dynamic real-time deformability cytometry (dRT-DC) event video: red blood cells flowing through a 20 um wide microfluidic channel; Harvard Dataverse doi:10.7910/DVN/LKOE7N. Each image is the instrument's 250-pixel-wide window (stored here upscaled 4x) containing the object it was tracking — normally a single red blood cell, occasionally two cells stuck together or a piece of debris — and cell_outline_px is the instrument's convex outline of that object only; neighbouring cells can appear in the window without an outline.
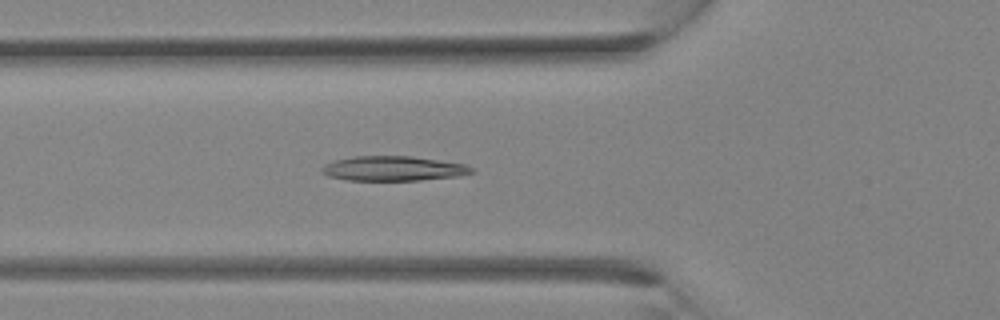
{"species": "Egyptian fruit bat (a non-hibernating species)", "species_latin": "Rousettus aegyptiacus", "temperature_condition": "room temperature", "stored_images_in_passage": 28, "camera_frame_rate_fps": 3000, "um_per_image_px": 0.085, "animal": {"sex": "female"}, "frame": {"image": 1, "passage_image": 6, "time_ms": 1.667, "image_size_px": [1000, 320], "cell_outline_px": [[476, 172], [456, 176], [420, 180], [344, 180], [328, 176], [320, 172], [320, 168], [324, 164], [336, 160], [352, 156], [412, 156], [464, 164], [472, 168]], "centroid_in_image_um": [33.37, 14.32], "position_along_channel_um": 92.4, "area_um2": 21.56}}
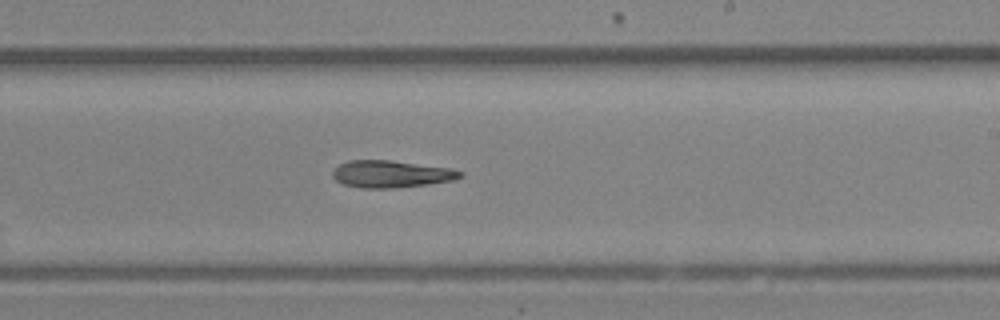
{"frame": {"image": 2, "passage_image": 14, "time_ms": 4.333, "image_size_px": [1000, 320], "cell_outline_px": [[464, 176], [452, 180], [428, 184], [396, 188], [360, 188], [344, 184], [336, 180], [332, 176], [332, 172], [340, 164], [348, 160], [388, 160], [452, 168], [464, 172]], "centroid_in_image_um": [33.27, 14.79], "position_along_channel_um": 255.7, "area_um2": 20.17}}
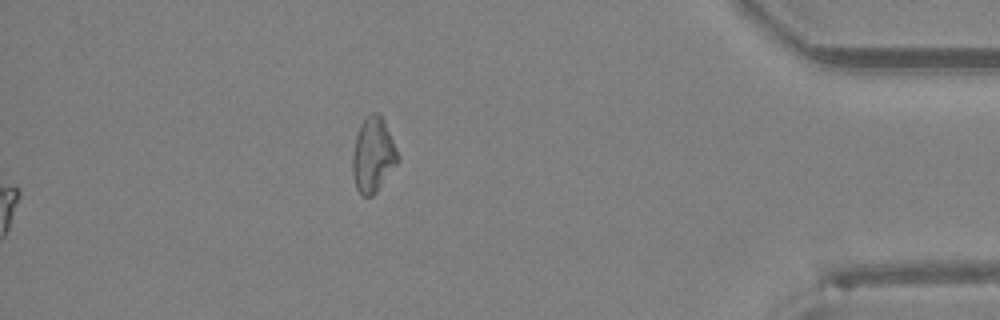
{"frame": {"image": 3, "passage_image": 28, "time_ms": 9.0, "image_size_px": [1000, 320], "cell_outline_px": [[400, 160], [376, 192], [372, 196], [364, 196], [356, 188], [352, 172], [352, 156], [356, 136], [360, 124], [372, 112], [376, 112], [380, 116], [400, 156]], "centroid_in_image_um": [31.7, 13.21], "position_along_channel_um": 403.5, "area_um2": 19.36}}